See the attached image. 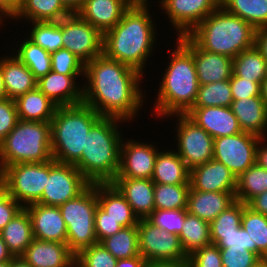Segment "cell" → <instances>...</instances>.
<instances>
[{"instance_id": "cell-58", "label": "cell", "mask_w": 267, "mask_h": 267, "mask_svg": "<svg viewBox=\"0 0 267 267\" xmlns=\"http://www.w3.org/2000/svg\"><path fill=\"white\" fill-rule=\"evenodd\" d=\"M264 139L266 140V137L260 138L256 152V163L264 169H267V143ZM263 143H266L264 144L265 146L262 145Z\"/></svg>"}, {"instance_id": "cell-3", "label": "cell", "mask_w": 267, "mask_h": 267, "mask_svg": "<svg viewBox=\"0 0 267 267\" xmlns=\"http://www.w3.org/2000/svg\"><path fill=\"white\" fill-rule=\"evenodd\" d=\"M118 122V123H117ZM124 120L102 116L86 136L81 159L74 165L90 184L111 183L120 167L123 137L119 124Z\"/></svg>"}, {"instance_id": "cell-31", "label": "cell", "mask_w": 267, "mask_h": 267, "mask_svg": "<svg viewBox=\"0 0 267 267\" xmlns=\"http://www.w3.org/2000/svg\"><path fill=\"white\" fill-rule=\"evenodd\" d=\"M190 169L180 158L176 150L158 151L152 175L153 183L190 184Z\"/></svg>"}, {"instance_id": "cell-24", "label": "cell", "mask_w": 267, "mask_h": 267, "mask_svg": "<svg viewBox=\"0 0 267 267\" xmlns=\"http://www.w3.org/2000/svg\"><path fill=\"white\" fill-rule=\"evenodd\" d=\"M130 7L125 0H85L76 13L104 34Z\"/></svg>"}, {"instance_id": "cell-40", "label": "cell", "mask_w": 267, "mask_h": 267, "mask_svg": "<svg viewBox=\"0 0 267 267\" xmlns=\"http://www.w3.org/2000/svg\"><path fill=\"white\" fill-rule=\"evenodd\" d=\"M190 184L154 183L155 209H187Z\"/></svg>"}, {"instance_id": "cell-26", "label": "cell", "mask_w": 267, "mask_h": 267, "mask_svg": "<svg viewBox=\"0 0 267 267\" xmlns=\"http://www.w3.org/2000/svg\"><path fill=\"white\" fill-rule=\"evenodd\" d=\"M230 108L242 131L266 136L267 106L261 96L233 100Z\"/></svg>"}, {"instance_id": "cell-51", "label": "cell", "mask_w": 267, "mask_h": 267, "mask_svg": "<svg viewBox=\"0 0 267 267\" xmlns=\"http://www.w3.org/2000/svg\"><path fill=\"white\" fill-rule=\"evenodd\" d=\"M229 81L233 100L261 96V85L259 83L236 77L234 74Z\"/></svg>"}, {"instance_id": "cell-56", "label": "cell", "mask_w": 267, "mask_h": 267, "mask_svg": "<svg viewBox=\"0 0 267 267\" xmlns=\"http://www.w3.org/2000/svg\"><path fill=\"white\" fill-rule=\"evenodd\" d=\"M255 46L259 49L267 63V27L256 29Z\"/></svg>"}, {"instance_id": "cell-42", "label": "cell", "mask_w": 267, "mask_h": 267, "mask_svg": "<svg viewBox=\"0 0 267 267\" xmlns=\"http://www.w3.org/2000/svg\"><path fill=\"white\" fill-rule=\"evenodd\" d=\"M28 39L50 54L63 48L62 28L59 21L31 22Z\"/></svg>"}, {"instance_id": "cell-62", "label": "cell", "mask_w": 267, "mask_h": 267, "mask_svg": "<svg viewBox=\"0 0 267 267\" xmlns=\"http://www.w3.org/2000/svg\"><path fill=\"white\" fill-rule=\"evenodd\" d=\"M9 196V190L5 179L0 175V203Z\"/></svg>"}, {"instance_id": "cell-55", "label": "cell", "mask_w": 267, "mask_h": 267, "mask_svg": "<svg viewBox=\"0 0 267 267\" xmlns=\"http://www.w3.org/2000/svg\"><path fill=\"white\" fill-rule=\"evenodd\" d=\"M247 206L257 213L267 216V191L253 197Z\"/></svg>"}, {"instance_id": "cell-59", "label": "cell", "mask_w": 267, "mask_h": 267, "mask_svg": "<svg viewBox=\"0 0 267 267\" xmlns=\"http://www.w3.org/2000/svg\"><path fill=\"white\" fill-rule=\"evenodd\" d=\"M145 267H190L189 260L165 261V262H149Z\"/></svg>"}, {"instance_id": "cell-64", "label": "cell", "mask_w": 267, "mask_h": 267, "mask_svg": "<svg viewBox=\"0 0 267 267\" xmlns=\"http://www.w3.org/2000/svg\"><path fill=\"white\" fill-rule=\"evenodd\" d=\"M130 6H149L148 0H125Z\"/></svg>"}, {"instance_id": "cell-13", "label": "cell", "mask_w": 267, "mask_h": 267, "mask_svg": "<svg viewBox=\"0 0 267 267\" xmlns=\"http://www.w3.org/2000/svg\"><path fill=\"white\" fill-rule=\"evenodd\" d=\"M260 138L258 135L244 131L215 138L213 159L223 163L236 177H239L256 163Z\"/></svg>"}, {"instance_id": "cell-25", "label": "cell", "mask_w": 267, "mask_h": 267, "mask_svg": "<svg viewBox=\"0 0 267 267\" xmlns=\"http://www.w3.org/2000/svg\"><path fill=\"white\" fill-rule=\"evenodd\" d=\"M236 192H204L190 188L187 211L211 223L221 212L236 201Z\"/></svg>"}, {"instance_id": "cell-35", "label": "cell", "mask_w": 267, "mask_h": 267, "mask_svg": "<svg viewBox=\"0 0 267 267\" xmlns=\"http://www.w3.org/2000/svg\"><path fill=\"white\" fill-rule=\"evenodd\" d=\"M178 236L187 256L202 247L212 244L210 223L189 213L186 214L181 233Z\"/></svg>"}, {"instance_id": "cell-68", "label": "cell", "mask_w": 267, "mask_h": 267, "mask_svg": "<svg viewBox=\"0 0 267 267\" xmlns=\"http://www.w3.org/2000/svg\"><path fill=\"white\" fill-rule=\"evenodd\" d=\"M257 267H267V261L262 260V262Z\"/></svg>"}, {"instance_id": "cell-4", "label": "cell", "mask_w": 267, "mask_h": 267, "mask_svg": "<svg viewBox=\"0 0 267 267\" xmlns=\"http://www.w3.org/2000/svg\"><path fill=\"white\" fill-rule=\"evenodd\" d=\"M170 54L168 68L158 87L154 115L159 118L186 114L195 104L198 94V78L193 55L178 41Z\"/></svg>"}, {"instance_id": "cell-16", "label": "cell", "mask_w": 267, "mask_h": 267, "mask_svg": "<svg viewBox=\"0 0 267 267\" xmlns=\"http://www.w3.org/2000/svg\"><path fill=\"white\" fill-rule=\"evenodd\" d=\"M177 40L193 55L199 85L228 80L233 74V59L199 48L187 35Z\"/></svg>"}, {"instance_id": "cell-45", "label": "cell", "mask_w": 267, "mask_h": 267, "mask_svg": "<svg viewBox=\"0 0 267 267\" xmlns=\"http://www.w3.org/2000/svg\"><path fill=\"white\" fill-rule=\"evenodd\" d=\"M75 260L82 267H115L118 262L101 243L83 249L76 255Z\"/></svg>"}, {"instance_id": "cell-65", "label": "cell", "mask_w": 267, "mask_h": 267, "mask_svg": "<svg viewBox=\"0 0 267 267\" xmlns=\"http://www.w3.org/2000/svg\"><path fill=\"white\" fill-rule=\"evenodd\" d=\"M261 98L265 101V104L267 106V77L261 84Z\"/></svg>"}, {"instance_id": "cell-22", "label": "cell", "mask_w": 267, "mask_h": 267, "mask_svg": "<svg viewBox=\"0 0 267 267\" xmlns=\"http://www.w3.org/2000/svg\"><path fill=\"white\" fill-rule=\"evenodd\" d=\"M21 258L31 267H73L76 255L66 243L33 238Z\"/></svg>"}, {"instance_id": "cell-9", "label": "cell", "mask_w": 267, "mask_h": 267, "mask_svg": "<svg viewBox=\"0 0 267 267\" xmlns=\"http://www.w3.org/2000/svg\"><path fill=\"white\" fill-rule=\"evenodd\" d=\"M0 175L7 183L9 195L25 207L42 197L46 177H49V161L12 164Z\"/></svg>"}, {"instance_id": "cell-38", "label": "cell", "mask_w": 267, "mask_h": 267, "mask_svg": "<svg viewBox=\"0 0 267 267\" xmlns=\"http://www.w3.org/2000/svg\"><path fill=\"white\" fill-rule=\"evenodd\" d=\"M264 191H267V169L257 163L237 177L236 200L247 204Z\"/></svg>"}, {"instance_id": "cell-20", "label": "cell", "mask_w": 267, "mask_h": 267, "mask_svg": "<svg viewBox=\"0 0 267 267\" xmlns=\"http://www.w3.org/2000/svg\"><path fill=\"white\" fill-rule=\"evenodd\" d=\"M186 115L214 139L242 132L230 107H192Z\"/></svg>"}, {"instance_id": "cell-50", "label": "cell", "mask_w": 267, "mask_h": 267, "mask_svg": "<svg viewBox=\"0 0 267 267\" xmlns=\"http://www.w3.org/2000/svg\"><path fill=\"white\" fill-rule=\"evenodd\" d=\"M94 227L98 243L106 237L117 233L122 228L118 221L108 217V214L99 206L95 211Z\"/></svg>"}, {"instance_id": "cell-33", "label": "cell", "mask_w": 267, "mask_h": 267, "mask_svg": "<svg viewBox=\"0 0 267 267\" xmlns=\"http://www.w3.org/2000/svg\"><path fill=\"white\" fill-rule=\"evenodd\" d=\"M72 12L61 0H21L14 19L29 22L60 21Z\"/></svg>"}, {"instance_id": "cell-61", "label": "cell", "mask_w": 267, "mask_h": 267, "mask_svg": "<svg viewBox=\"0 0 267 267\" xmlns=\"http://www.w3.org/2000/svg\"><path fill=\"white\" fill-rule=\"evenodd\" d=\"M63 4L72 12L76 13L77 10L83 5L85 0H61Z\"/></svg>"}, {"instance_id": "cell-60", "label": "cell", "mask_w": 267, "mask_h": 267, "mask_svg": "<svg viewBox=\"0 0 267 267\" xmlns=\"http://www.w3.org/2000/svg\"><path fill=\"white\" fill-rule=\"evenodd\" d=\"M13 255L9 252L7 245L3 241L1 235H0V263L6 262V261H12Z\"/></svg>"}, {"instance_id": "cell-49", "label": "cell", "mask_w": 267, "mask_h": 267, "mask_svg": "<svg viewBox=\"0 0 267 267\" xmlns=\"http://www.w3.org/2000/svg\"><path fill=\"white\" fill-rule=\"evenodd\" d=\"M17 108L13 99H0V144L18 122Z\"/></svg>"}, {"instance_id": "cell-27", "label": "cell", "mask_w": 267, "mask_h": 267, "mask_svg": "<svg viewBox=\"0 0 267 267\" xmlns=\"http://www.w3.org/2000/svg\"><path fill=\"white\" fill-rule=\"evenodd\" d=\"M244 203L236 200L210 223V239L219 248L238 245V228L241 227Z\"/></svg>"}, {"instance_id": "cell-48", "label": "cell", "mask_w": 267, "mask_h": 267, "mask_svg": "<svg viewBox=\"0 0 267 267\" xmlns=\"http://www.w3.org/2000/svg\"><path fill=\"white\" fill-rule=\"evenodd\" d=\"M188 260L190 267H222L219 247L214 244L194 251Z\"/></svg>"}, {"instance_id": "cell-69", "label": "cell", "mask_w": 267, "mask_h": 267, "mask_svg": "<svg viewBox=\"0 0 267 267\" xmlns=\"http://www.w3.org/2000/svg\"><path fill=\"white\" fill-rule=\"evenodd\" d=\"M73 267H82V266L75 260Z\"/></svg>"}, {"instance_id": "cell-19", "label": "cell", "mask_w": 267, "mask_h": 267, "mask_svg": "<svg viewBox=\"0 0 267 267\" xmlns=\"http://www.w3.org/2000/svg\"><path fill=\"white\" fill-rule=\"evenodd\" d=\"M190 188L204 192H236L237 177L214 159L190 169Z\"/></svg>"}, {"instance_id": "cell-21", "label": "cell", "mask_w": 267, "mask_h": 267, "mask_svg": "<svg viewBox=\"0 0 267 267\" xmlns=\"http://www.w3.org/2000/svg\"><path fill=\"white\" fill-rule=\"evenodd\" d=\"M81 75H63L48 72L37 80L36 87L57 107L73 106L83 103V85L75 81Z\"/></svg>"}, {"instance_id": "cell-53", "label": "cell", "mask_w": 267, "mask_h": 267, "mask_svg": "<svg viewBox=\"0 0 267 267\" xmlns=\"http://www.w3.org/2000/svg\"><path fill=\"white\" fill-rule=\"evenodd\" d=\"M228 248L237 249V252H240L241 254L245 251L256 253V243L251 239L243 227L238 228V245H233Z\"/></svg>"}, {"instance_id": "cell-37", "label": "cell", "mask_w": 267, "mask_h": 267, "mask_svg": "<svg viewBox=\"0 0 267 267\" xmlns=\"http://www.w3.org/2000/svg\"><path fill=\"white\" fill-rule=\"evenodd\" d=\"M14 54L33 73L36 80L51 71V54L28 38L20 41Z\"/></svg>"}, {"instance_id": "cell-2", "label": "cell", "mask_w": 267, "mask_h": 267, "mask_svg": "<svg viewBox=\"0 0 267 267\" xmlns=\"http://www.w3.org/2000/svg\"><path fill=\"white\" fill-rule=\"evenodd\" d=\"M148 8L131 6L121 20L103 34V54L142 74L156 45V24Z\"/></svg>"}, {"instance_id": "cell-47", "label": "cell", "mask_w": 267, "mask_h": 267, "mask_svg": "<svg viewBox=\"0 0 267 267\" xmlns=\"http://www.w3.org/2000/svg\"><path fill=\"white\" fill-rule=\"evenodd\" d=\"M222 267H257L262 259L252 251L237 252L234 248H219Z\"/></svg>"}, {"instance_id": "cell-28", "label": "cell", "mask_w": 267, "mask_h": 267, "mask_svg": "<svg viewBox=\"0 0 267 267\" xmlns=\"http://www.w3.org/2000/svg\"><path fill=\"white\" fill-rule=\"evenodd\" d=\"M1 57L0 69L3 75L7 98L15 100L17 97L36 88L37 80L28 67L15 55Z\"/></svg>"}, {"instance_id": "cell-10", "label": "cell", "mask_w": 267, "mask_h": 267, "mask_svg": "<svg viewBox=\"0 0 267 267\" xmlns=\"http://www.w3.org/2000/svg\"><path fill=\"white\" fill-rule=\"evenodd\" d=\"M177 118L176 152L189 169L213 159L214 138L199 127L186 114H173ZM177 116V117H176Z\"/></svg>"}, {"instance_id": "cell-54", "label": "cell", "mask_w": 267, "mask_h": 267, "mask_svg": "<svg viewBox=\"0 0 267 267\" xmlns=\"http://www.w3.org/2000/svg\"><path fill=\"white\" fill-rule=\"evenodd\" d=\"M20 4L21 0H0V22L2 23L3 18L7 19V17L13 20L18 13Z\"/></svg>"}, {"instance_id": "cell-41", "label": "cell", "mask_w": 267, "mask_h": 267, "mask_svg": "<svg viewBox=\"0 0 267 267\" xmlns=\"http://www.w3.org/2000/svg\"><path fill=\"white\" fill-rule=\"evenodd\" d=\"M241 227L256 243V254L265 260L267 258V216L253 211L244 204Z\"/></svg>"}, {"instance_id": "cell-15", "label": "cell", "mask_w": 267, "mask_h": 267, "mask_svg": "<svg viewBox=\"0 0 267 267\" xmlns=\"http://www.w3.org/2000/svg\"><path fill=\"white\" fill-rule=\"evenodd\" d=\"M159 6L180 37L188 35L215 11L220 6V0H160Z\"/></svg>"}, {"instance_id": "cell-34", "label": "cell", "mask_w": 267, "mask_h": 267, "mask_svg": "<svg viewBox=\"0 0 267 267\" xmlns=\"http://www.w3.org/2000/svg\"><path fill=\"white\" fill-rule=\"evenodd\" d=\"M233 74L262 84L267 77V63L255 45L233 58Z\"/></svg>"}, {"instance_id": "cell-52", "label": "cell", "mask_w": 267, "mask_h": 267, "mask_svg": "<svg viewBox=\"0 0 267 267\" xmlns=\"http://www.w3.org/2000/svg\"><path fill=\"white\" fill-rule=\"evenodd\" d=\"M11 195L0 203V231L23 209Z\"/></svg>"}, {"instance_id": "cell-63", "label": "cell", "mask_w": 267, "mask_h": 267, "mask_svg": "<svg viewBox=\"0 0 267 267\" xmlns=\"http://www.w3.org/2000/svg\"><path fill=\"white\" fill-rule=\"evenodd\" d=\"M11 267H31L24 259L21 257H14L11 261Z\"/></svg>"}, {"instance_id": "cell-36", "label": "cell", "mask_w": 267, "mask_h": 267, "mask_svg": "<svg viewBox=\"0 0 267 267\" xmlns=\"http://www.w3.org/2000/svg\"><path fill=\"white\" fill-rule=\"evenodd\" d=\"M220 6L255 29L267 27V0H220Z\"/></svg>"}, {"instance_id": "cell-23", "label": "cell", "mask_w": 267, "mask_h": 267, "mask_svg": "<svg viewBox=\"0 0 267 267\" xmlns=\"http://www.w3.org/2000/svg\"><path fill=\"white\" fill-rule=\"evenodd\" d=\"M111 183L126 198L138 219H146L155 210L152 179L115 177Z\"/></svg>"}, {"instance_id": "cell-14", "label": "cell", "mask_w": 267, "mask_h": 267, "mask_svg": "<svg viewBox=\"0 0 267 267\" xmlns=\"http://www.w3.org/2000/svg\"><path fill=\"white\" fill-rule=\"evenodd\" d=\"M137 230L139 253L147 263L188 259L178 235L168 233L146 219H139Z\"/></svg>"}, {"instance_id": "cell-30", "label": "cell", "mask_w": 267, "mask_h": 267, "mask_svg": "<svg viewBox=\"0 0 267 267\" xmlns=\"http://www.w3.org/2000/svg\"><path fill=\"white\" fill-rule=\"evenodd\" d=\"M18 119L32 122H51L57 106L37 87L15 100Z\"/></svg>"}, {"instance_id": "cell-67", "label": "cell", "mask_w": 267, "mask_h": 267, "mask_svg": "<svg viewBox=\"0 0 267 267\" xmlns=\"http://www.w3.org/2000/svg\"><path fill=\"white\" fill-rule=\"evenodd\" d=\"M0 267H11V261H6L0 263Z\"/></svg>"}, {"instance_id": "cell-44", "label": "cell", "mask_w": 267, "mask_h": 267, "mask_svg": "<svg viewBox=\"0 0 267 267\" xmlns=\"http://www.w3.org/2000/svg\"><path fill=\"white\" fill-rule=\"evenodd\" d=\"M187 213V209H155L146 220L168 233L179 235Z\"/></svg>"}, {"instance_id": "cell-12", "label": "cell", "mask_w": 267, "mask_h": 267, "mask_svg": "<svg viewBox=\"0 0 267 267\" xmlns=\"http://www.w3.org/2000/svg\"><path fill=\"white\" fill-rule=\"evenodd\" d=\"M62 28L63 48L69 50L85 64L103 54V34L77 13L59 21Z\"/></svg>"}, {"instance_id": "cell-5", "label": "cell", "mask_w": 267, "mask_h": 267, "mask_svg": "<svg viewBox=\"0 0 267 267\" xmlns=\"http://www.w3.org/2000/svg\"><path fill=\"white\" fill-rule=\"evenodd\" d=\"M256 29L219 6L187 36L201 49L231 57L255 45Z\"/></svg>"}, {"instance_id": "cell-43", "label": "cell", "mask_w": 267, "mask_h": 267, "mask_svg": "<svg viewBox=\"0 0 267 267\" xmlns=\"http://www.w3.org/2000/svg\"><path fill=\"white\" fill-rule=\"evenodd\" d=\"M232 101L231 85L228 79L199 85L197 99L193 107H230Z\"/></svg>"}, {"instance_id": "cell-17", "label": "cell", "mask_w": 267, "mask_h": 267, "mask_svg": "<svg viewBox=\"0 0 267 267\" xmlns=\"http://www.w3.org/2000/svg\"><path fill=\"white\" fill-rule=\"evenodd\" d=\"M126 140L121 143L120 167L116 177L151 179L158 155L156 145Z\"/></svg>"}, {"instance_id": "cell-1", "label": "cell", "mask_w": 267, "mask_h": 267, "mask_svg": "<svg viewBox=\"0 0 267 267\" xmlns=\"http://www.w3.org/2000/svg\"><path fill=\"white\" fill-rule=\"evenodd\" d=\"M142 76L138 70L104 54L95 57L85 64L88 84L85 81L83 85V103L100 116L132 121L145 99L139 86Z\"/></svg>"}, {"instance_id": "cell-46", "label": "cell", "mask_w": 267, "mask_h": 267, "mask_svg": "<svg viewBox=\"0 0 267 267\" xmlns=\"http://www.w3.org/2000/svg\"><path fill=\"white\" fill-rule=\"evenodd\" d=\"M51 70L63 75L85 76V63L65 48L51 53Z\"/></svg>"}, {"instance_id": "cell-32", "label": "cell", "mask_w": 267, "mask_h": 267, "mask_svg": "<svg viewBox=\"0 0 267 267\" xmlns=\"http://www.w3.org/2000/svg\"><path fill=\"white\" fill-rule=\"evenodd\" d=\"M0 235L13 257H21L33 240L32 222L23 208L1 231Z\"/></svg>"}, {"instance_id": "cell-18", "label": "cell", "mask_w": 267, "mask_h": 267, "mask_svg": "<svg viewBox=\"0 0 267 267\" xmlns=\"http://www.w3.org/2000/svg\"><path fill=\"white\" fill-rule=\"evenodd\" d=\"M30 215L33 238L66 243L67 227L59 206L32 203L24 207Z\"/></svg>"}, {"instance_id": "cell-8", "label": "cell", "mask_w": 267, "mask_h": 267, "mask_svg": "<svg viewBox=\"0 0 267 267\" xmlns=\"http://www.w3.org/2000/svg\"><path fill=\"white\" fill-rule=\"evenodd\" d=\"M97 206V184H90L76 198L59 206L67 227L66 244L75 255L98 243L94 227Z\"/></svg>"}, {"instance_id": "cell-39", "label": "cell", "mask_w": 267, "mask_h": 267, "mask_svg": "<svg viewBox=\"0 0 267 267\" xmlns=\"http://www.w3.org/2000/svg\"><path fill=\"white\" fill-rule=\"evenodd\" d=\"M116 259L140 255L137 226L122 227L100 242Z\"/></svg>"}, {"instance_id": "cell-29", "label": "cell", "mask_w": 267, "mask_h": 267, "mask_svg": "<svg viewBox=\"0 0 267 267\" xmlns=\"http://www.w3.org/2000/svg\"><path fill=\"white\" fill-rule=\"evenodd\" d=\"M98 206L122 227L137 226L138 217L134 214L126 198L112 183H97Z\"/></svg>"}, {"instance_id": "cell-7", "label": "cell", "mask_w": 267, "mask_h": 267, "mask_svg": "<svg viewBox=\"0 0 267 267\" xmlns=\"http://www.w3.org/2000/svg\"><path fill=\"white\" fill-rule=\"evenodd\" d=\"M52 159L51 124L18 120L0 144V172L18 163H43Z\"/></svg>"}, {"instance_id": "cell-6", "label": "cell", "mask_w": 267, "mask_h": 267, "mask_svg": "<svg viewBox=\"0 0 267 267\" xmlns=\"http://www.w3.org/2000/svg\"><path fill=\"white\" fill-rule=\"evenodd\" d=\"M101 117L84 103L57 107L50 122L52 159L75 165L85 149L86 136Z\"/></svg>"}, {"instance_id": "cell-66", "label": "cell", "mask_w": 267, "mask_h": 267, "mask_svg": "<svg viewBox=\"0 0 267 267\" xmlns=\"http://www.w3.org/2000/svg\"><path fill=\"white\" fill-rule=\"evenodd\" d=\"M7 93L4 87L3 75L0 69V99H6Z\"/></svg>"}, {"instance_id": "cell-11", "label": "cell", "mask_w": 267, "mask_h": 267, "mask_svg": "<svg viewBox=\"0 0 267 267\" xmlns=\"http://www.w3.org/2000/svg\"><path fill=\"white\" fill-rule=\"evenodd\" d=\"M90 183L82 173L73 165L49 161V177H46V185L42 197L37 203L48 206H60L68 200L76 198Z\"/></svg>"}, {"instance_id": "cell-57", "label": "cell", "mask_w": 267, "mask_h": 267, "mask_svg": "<svg viewBox=\"0 0 267 267\" xmlns=\"http://www.w3.org/2000/svg\"><path fill=\"white\" fill-rule=\"evenodd\" d=\"M146 264V260L141 255H137L130 258L118 259L115 267H145Z\"/></svg>"}]
</instances>
